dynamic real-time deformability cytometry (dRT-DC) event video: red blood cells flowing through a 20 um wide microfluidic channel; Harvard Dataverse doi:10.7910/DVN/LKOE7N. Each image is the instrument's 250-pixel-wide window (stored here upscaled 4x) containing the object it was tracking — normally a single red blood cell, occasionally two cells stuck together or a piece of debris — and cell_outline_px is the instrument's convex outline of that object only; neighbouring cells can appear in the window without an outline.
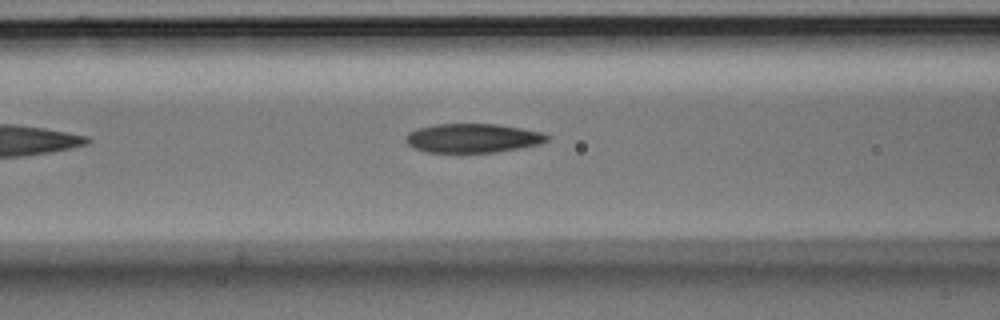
{"species": "Egyptian fruit bat (a non-hibernating species)", "species_latin": "Rousettus aegyptiacus", "temperature_condition": "room temperature", "stored_images_in_passage": 6, "segment_of_instrument_passage": [1, 2], "camera_frame_rate_fps": 3000, "um_per_image_px": 0.085, "animal": {"sex": "male"}, "frame": {"image": 1, "passage_image": 5, "time_ms": 1.333, "image_size_px": [1000, 320], "cell_outline_px": [[552, 136], [548, 140], [540, 144], [520, 148], [496, 152], [424, 152], [408, 144], [404, 140], [404, 136], [408, 132], [420, 128], [436, 124], [496, 124], [520, 128], [540, 132]], "centroid_in_image_um": [40.18, 11.74], "position_along_channel_um": 126.4, "area_um2": 23.87}}